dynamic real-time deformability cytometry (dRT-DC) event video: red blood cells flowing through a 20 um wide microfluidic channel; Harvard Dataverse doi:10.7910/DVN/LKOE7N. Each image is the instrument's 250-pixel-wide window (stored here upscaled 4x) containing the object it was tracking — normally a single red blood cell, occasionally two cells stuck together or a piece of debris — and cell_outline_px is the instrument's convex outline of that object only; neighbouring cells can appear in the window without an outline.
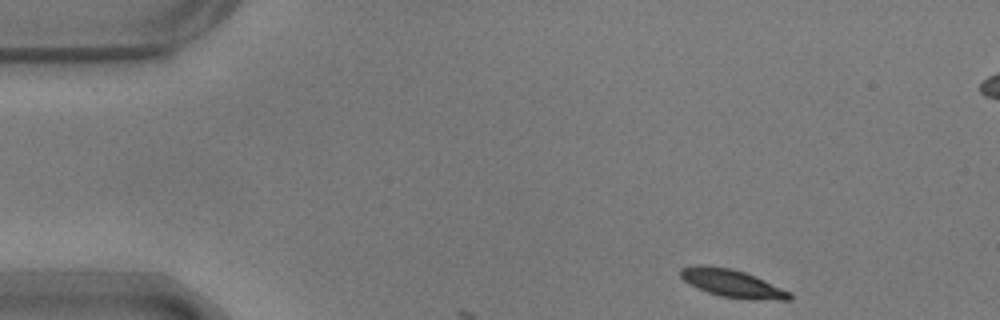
{"species": "common noctule bat (a hibernating species)", "species_latin": "Nyctalus noctula", "temperature_condition": "warm", "stored_images_in_passage": 5, "camera_frame_rate_fps": 3000, "um_per_image_px": 0.085, "animal": {"sex": "male", "body_mass_g": 17.9}, "frame": {"image": 1, "passage_image": 1, "time_ms": 0.0, "image_size_px": [1000, 320], "cell_outline_px": [[792, 300], [780, 300], [720, 296], [696, 288], [688, 284], [680, 276], [680, 268], [700, 264], [732, 268], [744, 272], [764, 280], [792, 292]], "centroid_in_image_um": [62.21, 24.06], "position_along_channel_um": 22.8, "area_um2": 17.46}}